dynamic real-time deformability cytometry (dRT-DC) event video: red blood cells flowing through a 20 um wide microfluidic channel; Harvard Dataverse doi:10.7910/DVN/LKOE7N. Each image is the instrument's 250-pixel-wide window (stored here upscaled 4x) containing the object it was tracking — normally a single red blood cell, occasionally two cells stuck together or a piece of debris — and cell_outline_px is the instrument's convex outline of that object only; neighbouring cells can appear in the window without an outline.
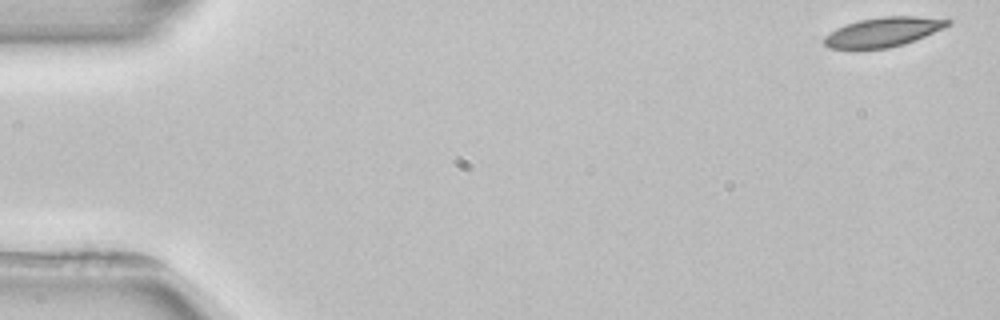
{"species": "common noctule bat (a hibernating species)", "species_latin": "Nyctalus noctula", "temperature_condition": "room temperature", "stored_images_in_passage": 5, "segment_of_instrument_passage": [2, 2], "camera_frame_rate_fps": 3000, "um_per_image_px": 0.085, "animal": {"sex": "female", "body_mass_g": 22.7, "forearm_length_mm": 54.2}, "frame": {"image": 1, "passage_image": 5, "time_ms": 6.0, "image_size_px": [1000, 320], "cell_outline_px": [[952, 24], [944, 28], [916, 40], [904, 44], [888, 48], [828, 48], [824, 44], [824, 36], [836, 28], [844, 24], [860, 20], [880, 16], [916, 16], [952, 20]], "centroid_in_image_um": [75.09, 2.71], "position_along_channel_um": 9.9, "area_um2": 21.21}}